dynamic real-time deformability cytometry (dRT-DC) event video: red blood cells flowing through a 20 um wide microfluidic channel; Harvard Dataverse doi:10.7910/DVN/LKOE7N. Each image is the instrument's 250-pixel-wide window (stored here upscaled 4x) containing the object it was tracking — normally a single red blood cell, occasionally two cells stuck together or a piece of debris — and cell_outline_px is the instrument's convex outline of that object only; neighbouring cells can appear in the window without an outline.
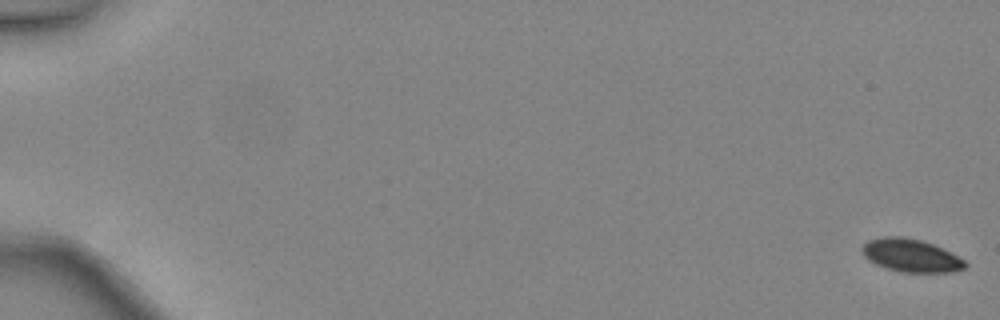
{"species": "common noctule bat (a hibernating species)", "species_latin": "Nyctalus noctula", "temperature_condition": "warm", "stored_images_in_passage": 48, "camera_frame_rate_fps": 3000, "um_per_image_px": 0.085, "animal": {"sex": "female", "body_mass_g": 24.6, "forearm_length_mm": 56.2}, "frame": {"image": 1, "passage_image": 1, "time_ms": 0.0, "image_size_px": [1000, 320], "cell_outline_px": [[968, 264], [964, 268], [952, 272], [900, 272], [876, 264], [868, 260], [864, 256], [860, 248], [868, 240], [884, 236], [904, 236], [920, 240], [932, 244], [964, 260]], "centroid_in_image_um": [77.38, 21.71], "position_along_channel_um": 7.6, "area_um2": 19.59}}
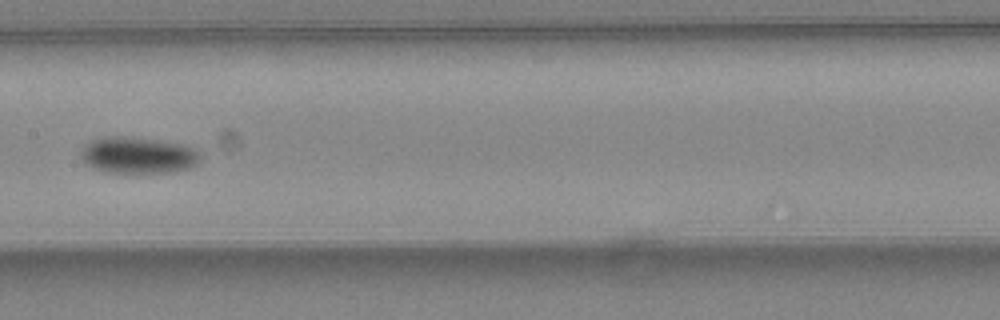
{"frame": {"image": 2, "passage_image": 27, "time_ms": 8.667, "image_size_px": [1000, 320], "cell_outline_px": [[200, 160], [196, 164], [188, 168], [172, 172], [136, 176], [104, 172], [92, 168], [84, 164], [80, 156], [80, 152], [84, 144], [92, 140], [104, 136], [120, 136], [156, 140], [184, 144], [200, 152]], "centroid_in_image_um": [11.68, 13.25], "position_along_channel_um": 195.7, "area_um2": 26.47}}
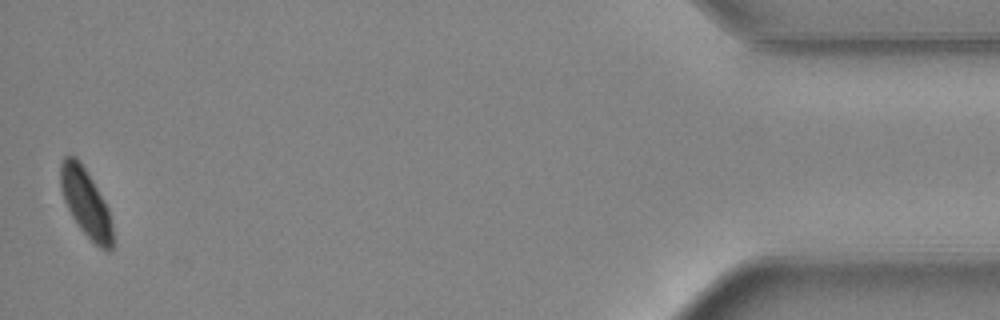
{"frame": {"image": 3, "passage_image": 48, "time_ms": 15.667, "image_size_px": [1000, 320], "cell_outline_px": [[112, 248], [108, 252], [100, 248], [80, 228], [72, 216], [64, 200], [60, 188], [60, 164], [64, 156], [76, 156], [80, 160], [92, 180], [108, 208], [112, 224]], "centroid_in_image_um": [7.28, 17.21], "position_along_channel_um": 427.9, "area_um2": 20.4}, "authors_computed_cell_mechanics": {"area_um2": 22.7443, "velocity_mm_per_s": 4.4674, "shape_relaxation_time_tau1_ms": 2.4916, "shape_relaxation_time_tau2_ms": null, "deformation_change_tau1": 0.0703, "deformation_change_tau2": null}}